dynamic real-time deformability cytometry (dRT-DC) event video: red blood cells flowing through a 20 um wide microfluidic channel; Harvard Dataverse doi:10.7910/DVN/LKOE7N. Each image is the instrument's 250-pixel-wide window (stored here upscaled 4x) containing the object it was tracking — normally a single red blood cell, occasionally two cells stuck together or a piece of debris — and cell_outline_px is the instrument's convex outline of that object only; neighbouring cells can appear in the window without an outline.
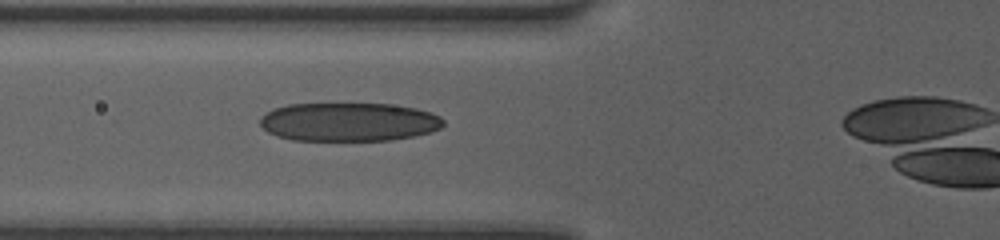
{"species": "human", "species_latin": "Homo sapiens", "temperature_condition": "room temperature", "stored_images_in_passage": 5, "camera_frame_rate_fps": 3000, "um_per_image_px": 0.085, "donor": {"sex": "female"}, "frame": {"image": 1, "passage_image": 4, "time_ms": 2.667, "image_size_px": [1000, 240], "cell_outline_px": [[444, 124], [440, 128], [432, 132], [392, 140], [292, 140], [276, 136], [268, 132], [260, 124], [260, 116], [272, 108], [288, 104], [388, 104], [416, 108], [432, 112], [440, 116], [444, 120]], "centroid_in_image_um": [29.64, 10.36], "position_along_channel_um": 96.2, "area_um2": 41.44}}